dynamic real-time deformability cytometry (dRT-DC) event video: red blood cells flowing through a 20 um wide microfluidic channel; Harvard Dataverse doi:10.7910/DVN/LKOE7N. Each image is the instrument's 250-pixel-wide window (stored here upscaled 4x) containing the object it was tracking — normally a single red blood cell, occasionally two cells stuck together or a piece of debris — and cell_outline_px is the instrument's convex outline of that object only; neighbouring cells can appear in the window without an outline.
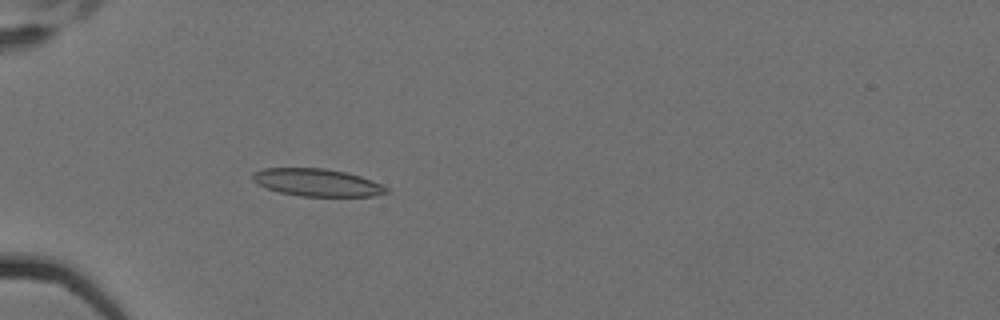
{"species": "Egyptian fruit bat (a non-hibernating species)", "species_latin": "Rousettus aegyptiacus", "temperature_condition": "cold", "stored_images_in_passage": 7, "camera_frame_rate_fps": 3000, "um_per_image_px": 0.085, "animal": {"sex": "female"}, "frame": {"image": 1, "passage_image": 7, "time_ms": 2.0, "image_size_px": [1000, 320], "cell_outline_px": [[388, 192], [372, 196], [300, 196], [280, 192], [264, 188], [256, 184], [252, 180], [252, 172], [264, 168], [324, 168], [344, 172], [360, 176], [380, 184], [388, 188]], "centroid_in_image_um": [26.88, 15.51], "position_along_channel_um": 58.1, "area_um2": 21.39}}